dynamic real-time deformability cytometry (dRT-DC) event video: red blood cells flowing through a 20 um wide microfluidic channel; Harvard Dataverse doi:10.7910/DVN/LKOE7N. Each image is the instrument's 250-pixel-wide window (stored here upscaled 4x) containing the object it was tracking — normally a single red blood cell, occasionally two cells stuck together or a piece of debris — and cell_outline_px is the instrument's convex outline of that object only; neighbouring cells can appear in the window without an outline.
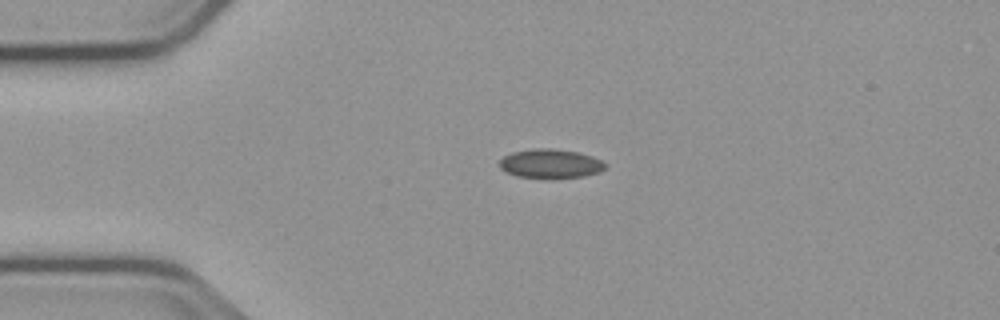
{"species": "common noctule bat (a hibernating species)", "species_latin": "Nyctalus noctula", "temperature_condition": "cold", "stored_images_in_passage": 43, "camera_frame_rate_fps": 3000, "um_per_image_px": 0.085, "animal": {"sex": "male", "body_mass_g": 23.1, "forearm_length_mm": 52.7}, "frame": {"image": 1, "passage_image": 1, "time_ms": 0.0, "image_size_px": [1000, 320], "cell_outline_px": [[608, 164], [600, 172], [584, 176], [552, 180], [516, 176], [500, 168], [500, 160], [504, 156], [512, 152], [532, 148], [552, 148], [576, 152], [592, 156]], "centroid_in_image_um": [46.8, 13.93], "position_along_channel_um": 38.2, "area_um2": 18.32}}
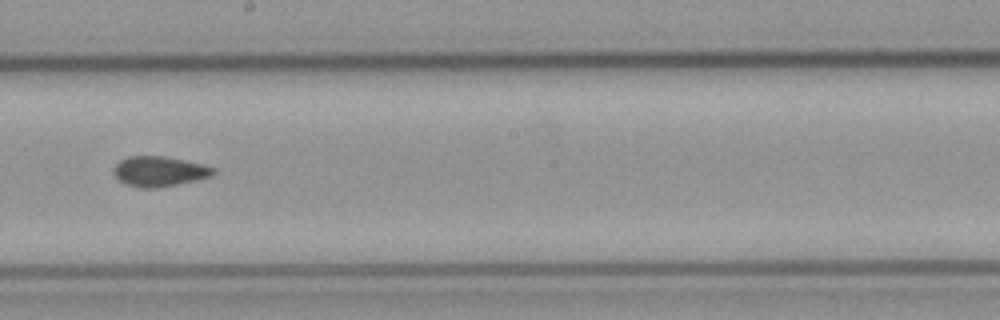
{"frame": {"image": 2, "passage_image": 19, "time_ms": 6.0, "image_size_px": [1000, 320], "cell_outline_px": [[216, 172], [212, 176], [196, 180], [156, 188], [140, 188], [128, 184], [120, 180], [112, 172], [112, 168], [120, 160], [128, 156], [164, 156], [204, 164], [216, 168]], "centroid_in_image_um": [13.56, 14.55], "position_along_channel_um": 234.6, "area_um2": 17.51}}
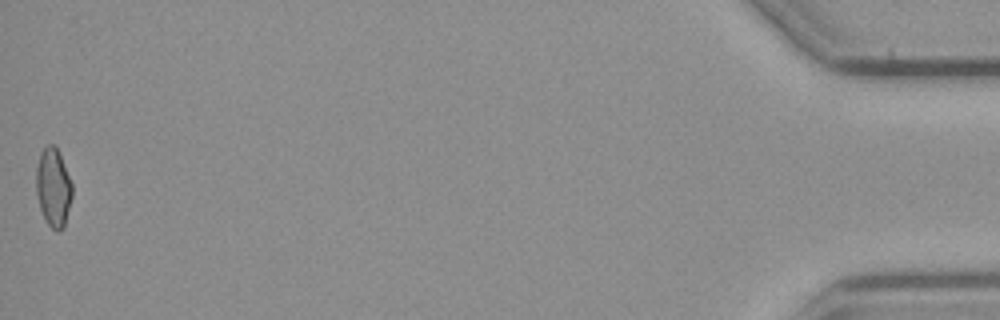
{"frame": {"image": 3, "passage_image": 43, "time_ms": 14.0, "image_size_px": [1000, 320], "cell_outline_px": [[72, 196], [64, 228], [60, 232], [56, 232], [48, 224], [40, 208], [36, 192], [36, 168], [40, 152], [48, 144], [52, 144], [56, 148], [60, 156], [72, 184]], "centroid_in_image_um": [4.52, 15.97], "position_along_channel_um": 430.7, "area_um2": 16.36}, "authors_computed_cell_mechanics": {"area_um2": 17.1666, "velocity_mm_per_s": 3.7664, "shape_relaxation_time_tau1_ms": null, "shape_relaxation_time_tau2_ms": 4.2846, "deformation_change_tau1": null, "deformation_change_tau2": 0.0707}}